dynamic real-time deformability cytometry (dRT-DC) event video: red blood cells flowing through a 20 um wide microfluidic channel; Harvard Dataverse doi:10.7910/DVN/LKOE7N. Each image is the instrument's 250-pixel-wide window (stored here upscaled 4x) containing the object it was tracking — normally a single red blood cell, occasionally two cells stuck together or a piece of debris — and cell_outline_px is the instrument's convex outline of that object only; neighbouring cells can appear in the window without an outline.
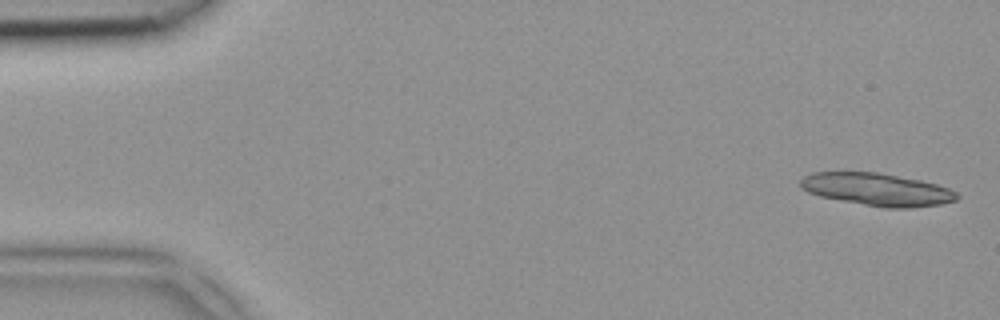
{"species": "common noctule bat (a hibernating species)", "species_latin": "Nyctalus noctula", "temperature_condition": "room temperature", "stored_images_in_passage": 30, "segment_of_instrument_passage": [1, 2], "camera_frame_rate_fps": 3000, "um_per_image_px": 0.085, "animal": {"sex": "female", "body_mass_g": 18.4}, "frame": {"image": 1, "passage_image": 1, "time_ms": 0.0, "image_size_px": [1000, 320], "cell_outline_px": [[960, 196], [956, 200], [940, 204], [912, 208], [884, 208], [820, 196], [808, 192], [800, 188], [800, 180], [804, 176], [812, 172], [880, 172], [920, 180], [936, 184], [948, 188], [956, 192]], "centroid_in_image_um": [74.55, 16.1], "position_along_channel_um": 10.5, "area_um2": 29.71}}